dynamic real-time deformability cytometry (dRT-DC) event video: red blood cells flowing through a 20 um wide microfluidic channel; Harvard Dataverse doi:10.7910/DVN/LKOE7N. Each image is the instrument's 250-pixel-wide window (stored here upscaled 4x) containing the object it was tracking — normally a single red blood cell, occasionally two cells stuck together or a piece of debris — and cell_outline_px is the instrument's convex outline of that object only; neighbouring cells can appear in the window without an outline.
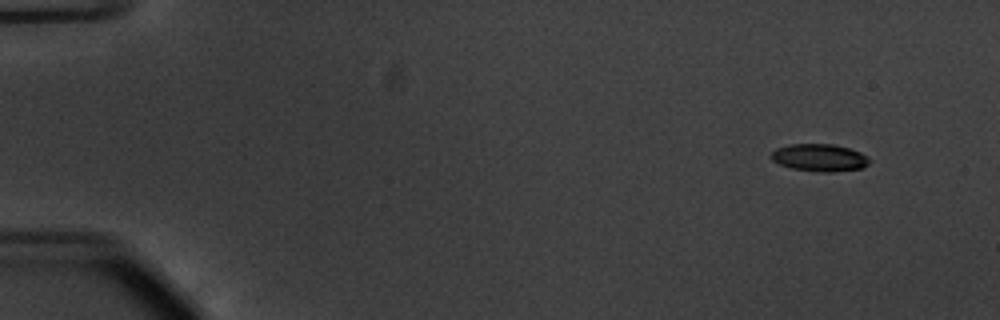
{"species": "common noctule bat (a hibernating species)", "species_latin": "Nyctalus noctula", "temperature_condition": "warm", "stored_images_in_passage": 51, "camera_frame_rate_fps": 3000, "um_per_image_px": 0.085, "animal": {"sex": "male", "body_mass_g": 20.1, "forearm_length_mm": 53.5}, "frame": {"image": 1, "passage_image": 1, "time_ms": 0.0, "image_size_px": [1000, 320], "cell_outline_px": [[872, 160], [868, 164], [860, 168], [832, 172], [816, 172], [792, 168], [780, 164], [772, 160], [772, 152], [776, 148], [788, 144], [832, 144], [848, 148], [860, 152], [868, 156]], "centroid_in_image_um": [69.67, 13.4], "position_along_channel_um": 15.3, "area_um2": 15.66}}
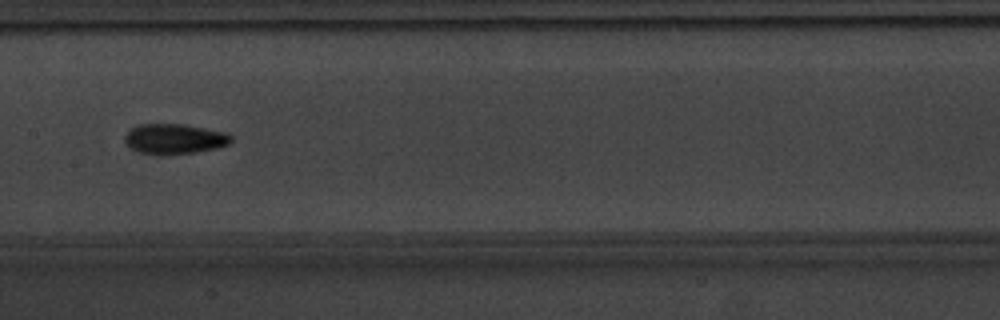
{"frame": {"image": 2, "passage_image": 25, "time_ms": 8.0, "image_size_px": [1000, 320], "cell_outline_px": [[232, 140], [228, 144], [216, 148], [196, 152], [160, 156], [156, 156], [140, 152], [132, 148], [124, 140], [124, 136], [136, 124], [184, 124], [228, 132], [232, 136]], "centroid_in_image_um": [14.84, 11.81], "position_along_channel_um": 192.6, "area_um2": 18.96}}
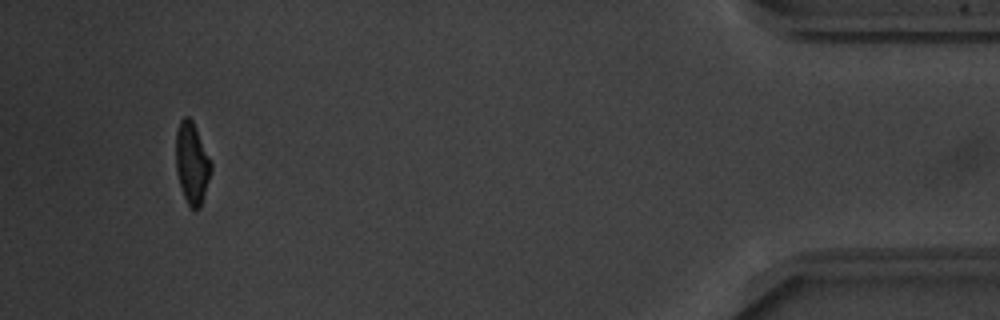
{"frame": {"image": 3, "passage_image": 48, "time_ms": 15.667, "image_size_px": [1000, 320], "cell_outline_px": [[212, 168], [200, 208], [196, 212], [188, 204], [184, 196], [176, 172], [176, 132], [180, 120], [184, 116], [188, 116], [192, 120], [196, 128], [212, 164]], "centroid_in_image_um": [16.3, 13.87], "position_along_channel_um": 418.9, "area_um2": 16.53}, "authors_computed_cell_mechanics": {"area_um2": 16.9932, "velocity_mm_per_s": 3.7915, "shape_relaxation_time_tau1_ms": 4.2468, "shape_relaxation_time_tau2_ms": 3.4819, "deformation_change_tau1": 0.1612, "deformation_change_tau2": 0.1029}}